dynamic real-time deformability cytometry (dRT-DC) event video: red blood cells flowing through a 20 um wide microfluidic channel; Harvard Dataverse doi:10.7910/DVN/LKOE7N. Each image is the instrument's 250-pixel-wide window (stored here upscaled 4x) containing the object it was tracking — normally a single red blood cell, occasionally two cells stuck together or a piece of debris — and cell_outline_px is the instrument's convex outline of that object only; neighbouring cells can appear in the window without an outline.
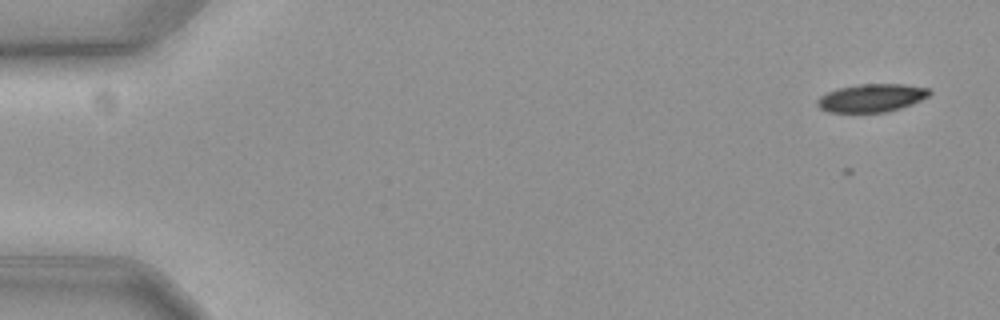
{"species": "common noctule bat (a hibernating species)", "species_latin": "Nyctalus noctula", "temperature_condition": "cold", "stored_images_in_passage": 57, "camera_frame_rate_fps": 3000, "um_per_image_px": 0.085, "animal": {"sex": "female", "body_mass_g": 19.3, "forearm_length_mm": 54.1}, "frame": {"image": 1, "passage_image": 1, "time_ms": 0.0, "image_size_px": [1000, 320], "cell_outline_px": [[932, 92], [928, 96], [912, 104], [900, 108], [884, 112], [828, 112], [820, 108], [816, 104], [816, 100], [820, 96], [836, 88], [860, 84], [904, 84], [928, 88]], "centroid_in_image_um": [74.06, 8.32], "position_along_channel_um": 10.9, "area_um2": 18.32}}
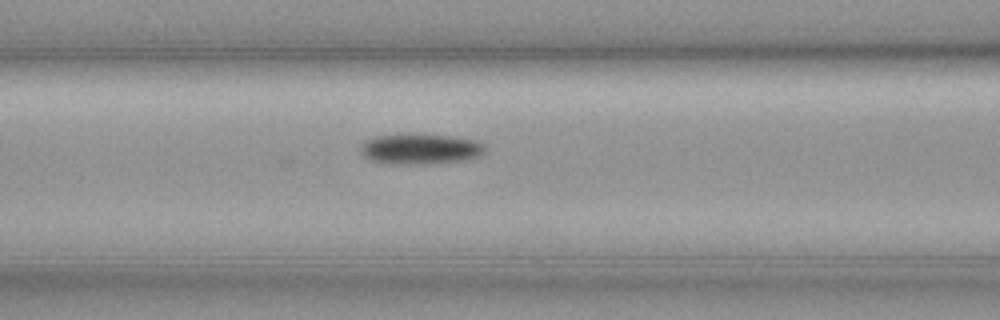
{"frame": {"image": 2, "passage_image": 23, "time_ms": 7.333, "image_size_px": [1000, 320], "cell_outline_px": [[484, 152], [476, 156], [464, 160], [428, 164], [388, 164], [372, 160], [364, 156], [360, 152], [360, 148], [368, 140], [376, 136], [404, 132], [448, 136], [476, 140], [484, 144]], "centroid_in_image_um": [35.69, 12.64], "position_along_channel_um": 130.9, "area_um2": 22.31}}
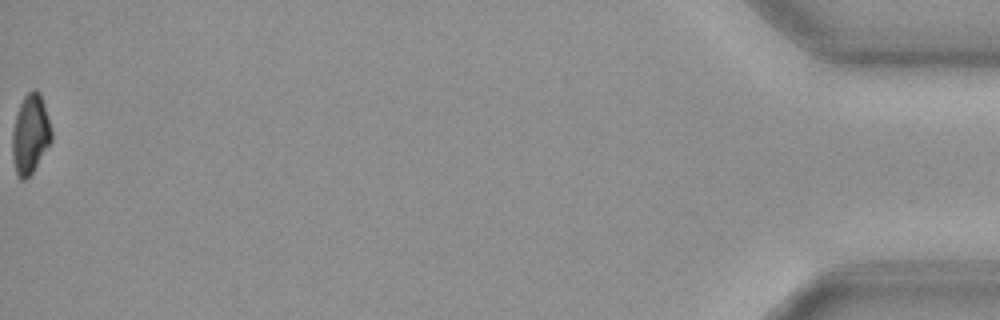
{"frame": {"image": 3, "passage_image": 57, "time_ms": 18.667, "image_size_px": [1000, 320], "cell_outline_px": [[52, 140], [32, 172], [24, 180], [20, 180], [16, 176], [12, 156], [12, 132], [16, 112], [24, 96], [32, 88], [36, 88], [40, 92], [52, 132]], "centroid_in_image_um": [2.55, 11.39], "position_along_channel_um": 432.6, "area_um2": 18.15}}